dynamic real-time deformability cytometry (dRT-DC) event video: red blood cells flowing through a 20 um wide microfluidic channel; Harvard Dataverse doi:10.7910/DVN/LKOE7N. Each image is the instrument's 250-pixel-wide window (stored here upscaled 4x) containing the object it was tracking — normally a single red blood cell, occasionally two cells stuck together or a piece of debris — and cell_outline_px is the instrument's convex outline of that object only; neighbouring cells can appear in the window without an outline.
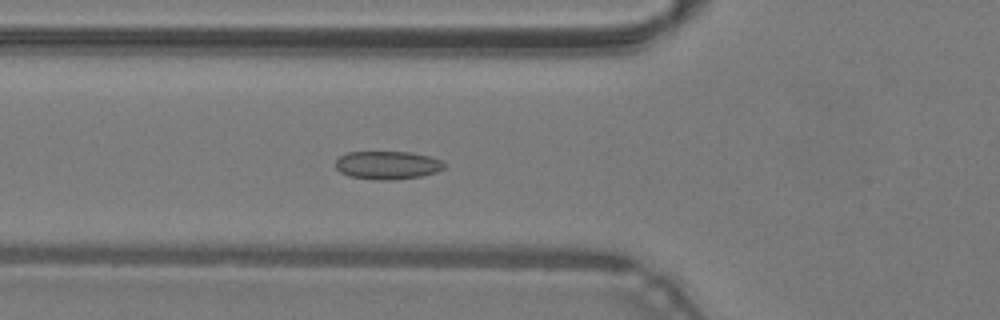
{"species": "common noctule bat (a hibernating species)", "species_latin": "Nyctalus noctula", "temperature_condition": "warm", "stored_images_in_passage": 48, "camera_frame_rate_fps": 3000, "um_per_image_px": 0.085, "animal": {"sex": "male", "body_mass_g": 19.2, "forearm_length_mm": 51.8}, "frame": {"image": 1, "passage_image": 18, "time_ms": 5.667, "image_size_px": [1000, 320], "cell_outline_px": [[444, 168], [436, 172], [424, 176], [392, 180], [380, 180], [348, 176], [340, 172], [336, 168], [336, 160], [340, 156], [348, 152], [412, 152], [428, 156], [440, 160], [444, 164]], "centroid_in_image_um": [32.93, 14.04], "position_along_channel_um": 92.9, "area_um2": 17.86}}
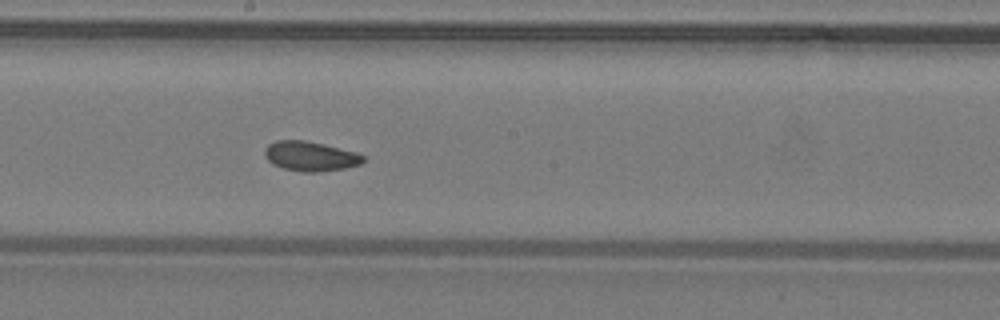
{"frame": {"image": 2, "passage_image": 27, "time_ms": 8.667, "image_size_px": [1000, 320], "cell_outline_px": [[364, 160], [360, 164], [344, 168], [316, 172], [304, 172], [284, 168], [272, 164], [264, 156], [264, 148], [268, 144], [276, 140], [304, 140], [324, 144], [356, 152], [364, 156]], "centroid_in_image_um": [26.34, 13.27], "position_along_channel_um": 221.9, "area_um2": 16.99}}
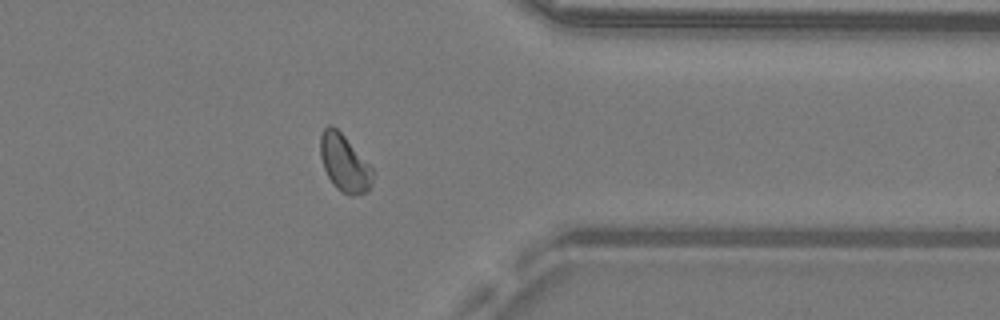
{"frame": {"image": 3, "passage_image": 39, "time_ms": 12.667, "image_size_px": [1000, 320], "cell_outline_px": [[372, 184], [368, 192], [352, 196], [340, 192], [332, 184], [324, 168], [320, 156], [320, 136], [324, 128], [328, 124], [332, 124], [344, 136], [372, 168]], "centroid_in_image_um": [29.25, 13.88], "position_along_channel_um": 382.1, "area_um2": 17.34}, "authors_computed_cell_mechanics": {"area_um2": 17.3978, "velocity_mm_per_s": 4.2764, "shape_relaxation_time_tau1_ms": null, "shape_relaxation_time_tau2_ms": 1.4231, "deformation_change_tau1": null, "deformation_change_tau2": 0.0612}}